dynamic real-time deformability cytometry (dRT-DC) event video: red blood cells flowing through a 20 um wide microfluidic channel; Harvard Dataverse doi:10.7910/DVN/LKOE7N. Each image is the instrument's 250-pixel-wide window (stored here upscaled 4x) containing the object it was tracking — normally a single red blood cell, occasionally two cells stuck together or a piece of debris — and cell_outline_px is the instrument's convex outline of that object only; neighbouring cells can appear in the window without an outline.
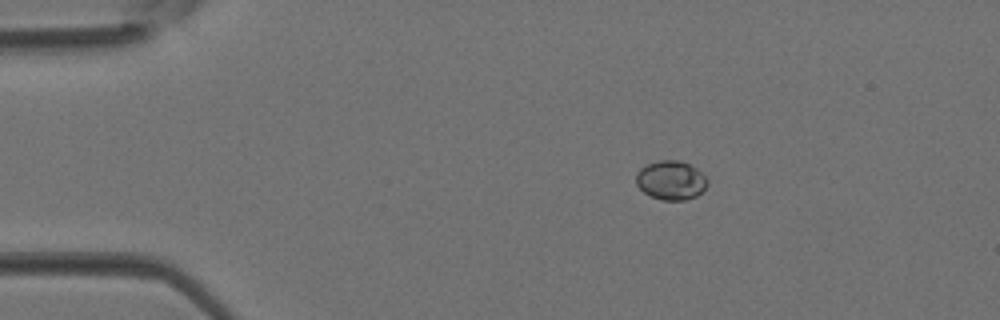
{"species": "Egyptian fruit bat (a non-hibernating species)", "species_latin": "Rousettus aegyptiacus", "temperature_condition": "room temperature", "stored_images_in_passage": 3, "camera_frame_rate_fps": 3000, "um_per_image_px": 0.085, "animal": {"sex": "female"}, "frame": {"image": 1, "passage_image": 2, "time_ms": 0.333, "image_size_px": [1000, 320], "cell_outline_px": [[708, 184], [696, 196], [684, 200], [660, 200], [644, 192], [636, 184], [636, 172], [640, 168], [648, 164], [660, 160], [680, 160], [696, 168], [708, 180]], "centroid_in_image_um": [57.01, 15.32], "position_along_channel_um": 28.0, "area_um2": 16.13}}